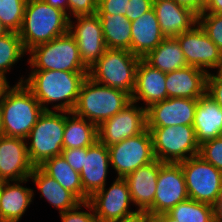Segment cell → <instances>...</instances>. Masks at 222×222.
I'll return each instance as SVG.
<instances>
[{"instance_id":"681fc988","label":"cell","mask_w":222,"mask_h":222,"mask_svg":"<svg viewBox=\"0 0 222 222\" xmlns=\"http://www.w3.org/2000/svg\"><path fill=\"white\" fill-rule=\"evenodd\" d=\"M9 32L10 31L6 28V26L0 21V37Z\"/></svg>"},{"instance_id":"b9f144b4","label":"cell","mask_w":222,"mask_h":222,"mask_svg":"<svg viewBox=\"0 0 222 222\" xmlns=\"http://www.w3.org/2000/svg\"><path fill=\"white\" fill-rule=\"evenodd\" d=\"M113 222H152V217L146 211H136Z\"/></svg>"},{"instance_id":"c3c4849f","label":"cell","mask_w":222,"mask_h":222,"mask_svg":"<svg viewBox=\"0 0 222 222\" xmlns=\"http://www.w3.org/2000/svg\"><path fill=\"white\" fill-rule=\"evenodd\" d=\"M10 85V81L6 80L4 77L0 76V101L5 89Z\"/></svg>"},{"instance_id":"ba28073f","label":"cell","mask_w":222,"mask_h":222,"mask_svg":"<svg viewBox=\"0 0 222 222\" xmlns=\"http://www.w3.org/2000/svg\"><path fill=\"white\" fill-rule=\"evenodd\" d=\"M153 140L155 158L161 162L179 163L199 155L193 125H173L167 127H147Z\"/></svg>"},{"instance_id":"d6a6232c","label":"cell","mask_w":222,"mask_h":222,"mask_svg":"<svg viewBox=\"0 0 222 222\" xmlns=\"http://www.w3.org/2000/svg\"><path fill=\"white\" fill-rule=\"evenodd\" d=\"M27 0H0V21L9 31L19 32Z\"/></svg>"},{"instance_id":"ac0fdd59","label":"cell","mask_w":222,"mask_h":222,"mask_svg":"<svg viewBox=\"0 0 222 222\" xmlns=\"http://www.w3.org/2000/svg\"><path fill=\"white\" fill-rule=\"evenodd\" d=\"M166 73L149 65L143 58L136 68L135 88L131 95L132 102L147 109L152 104L168 98L165 86ZM142 102V103H141Z\"/></svg>"},{"instance_id":"f6af8a7d","label":"cell","mask_w":222,"mask_h":222,"mask_svg":"<svg viewBox=\"0 0 222 222\" xmlns=\"http://www.w3.org/2000/svg\"><path fill=\"white\" fill-rule=\"evenodd\" d=\"M179 5L191 9L199 15V0H175Z\"/></svg>"},{"instance_id":"1f68e13d","label":"cell","mask_w":222,"mask_h":222,"mask_svg":"<svg viewBox=\"0 0 222 222\" xmlns=\"http://www.w3.org/2000/svg\"><path fill=\"white\" fill-rule=\"evenodd\" d=\"M176 222H215L214 206L188 198L168 213Z\"/></svg>"},{"instance_id":"836d02e7","label":"cell","mask_w":222,"mask_h":222,"mask_svg":"<svg viewBox=\"0 0 222 222\" xmlns=\"http://www.w3.org/2000/svg\"><path fill=\"white\" fill-rule=\"evenodd\" d=\"M198 24L222 51V15L215 13H201L198 15Z\"/></svg>"},{"instance_id":"6da1fadb","label":"cell","mask_w":222,"mask_h":222,"mask_svg":"<svg viewBox=\"0 0 222 222\" xmlns=\"http://www.w3.org/2000/svg\"><path fill=\"white\" fill-rule=\"evenodd\" d=\"M87 75L88 72L30 70L28 75H20L15 83H23L43 110L70 112L76 106L80 87Z\"/></svg>"},{"instance_id":"cb8c5ba5","label":"cell","mask_w":222,"mask_h":222,"mask_svg":"<svg viewBox=\"0 0 222 222\" xmlns=\"http://www.w3.org/2000/svg\"><path fill=\"white\" fill-rule=\"evenodd\" d=\"M165 38L153 7L138 19L131 21L130 52L134 55L145 57Z\"/></svg>"},{"instance_id":"e0dca14e","label":"cell","mask_w":222,"mask_h":222,"mask_svg":"<svg viewBox=\"0 0 222 222\" xmlns=\"http://www.w3.org/2000/svg\"><path fill=\"white\" fill-rule=\"evenodd\" d=\"M198 99L167 98L146 109L147 127L193 125Z\"/></svg>"},{"instance_id":"f5cc1de1","label":"cell","mask_w":222,"mask_h":222,"mask_svg":"<svg viewBox=\"0 0 222 222\" xmlns=\"http://www.w3.org/2000/svg\"><path fill=\"white\" fill-rule=\"evenodd\" d=\"M217 72L222 76V63L220 65L219 69L217 70Z\"/></svg>"},{"instance_id":"8992f818","label":"cell","mask_w":222,"mask_h":222,"mask_svg":"<svg viewBox=\"0 0 222 222\" xmlns=\"http://www.w3.org/2000/svg\"><path fill=\"white\" fill-rule=\"evenodd\" d=\"M29 70H60L88 72L83 64L77 42L69 31L50 42L40 44L27 52Z\"/></svg>"},{"instance_id":"5b68a950","label":"cell","mask_w":222,"mask_h":222,"mask_svg":"<svg viewBox=\"0 0 222 222\" xmlns=\"http://www.w3.org/2000/svg\"><path fill=\"white\" fill-rule=\"evenodd\" d=\"M65 129V111L44 110L26 137L27 153L34 167L61 155Z\"/></svg>"},{"instance_id":"60d3db41","label":"cell","mask_w":222,"mask_h":222,"mask_svg":"<svg viewBox=\"0 0 222 222\" xmlns=\"http://www.w3.org/2000/svg\"><path fill=\"white\" fill-rule=\"evenodd\" d=\"M153 7V0H129L126 17L129 21L138 19Z\"/></svg>"},{"instance_id":"30bf717a","label":"cell","mask_w":222,"mask_h":222,"mask_svg":"<svg viewBox=\"0 0 222 222\" xmlns=\"http://www.w3.org/2000/svg\"><path fill=\"white\" fill-rule=\"evenodd\" d=\"M110 167L116 178H124L139 167L156 160L151 132H144L108 147Z\"/></svg>"},{"instance_id":"3957f363","label":"cell","mask_w":222,"mask_h":222,"mask_svg":"<svg viewBox=\"0 0 222 222\" xmlns=\"http://www.w3.org/2000/svg\"><path fill=\"white\" fill-rule=\"evenodd\" d=\"M68 16L43 0H27L19 36L26 52L68 32Z\"/></svg>"},{"instance_id":"ee69618b","label":"cell","mask_w":222,"mask_h":222,"mask_svg":"<svg viewBox=\"0 0 222 222\" xmlns=\"http://www.w3.org/2000/svg\"><path fill=\"white\" fill-rule=\"evenodd\" d=\"M50 6L62 10L68 16V0H43Z\"/></svg>"},{"instance_id":"d6986e66","label":"cell","mask_w":222,"mask_h":222,"mask_svg":"<svg viewBox=\"0 0 222 222\" xmlns=\"http://www.w3.org/2000/svg\"><path fill=\"white\" fill-rule=\"evenodd\" d=\"M109 168V149L97 140L87 147V155H84V166L80 173L83 191L89 197L107 185Z\"/></svg>"},{"instance_id":"816d5d0a","label":"cell","mask_w":222,"mask_h":222,"mask_svg":"<svg viewBox=\"0 0 222 222\" xmlns=\"http://www.w3.org/2000/svg\"><path fill=\"white\" fill-rule=\"evenodd\" d=\"M3 135V132H2V121H1V106H0V136Z\"/></svg>"},{"instance_id":"d590c367","label":"cell","mask_w":222,"mask_h":222,"mask_svg":"<svg viewBox=\"0 0 222 222\" xmlns=\"http://www.w3.org/2000/svg\"><path fill=\"white\" fill-rule=\"evenodd\" d=\"M86 209L87 211H84ZM89 209V210H88ZM61 222H99L88 201L80 202L76 207L59 213Z\"/></svg>"},{"instance_id":"ab89813d","label":"cell","mask_w":222,"mask_h":222,"mask_svg":"<svg viewBox=\"0 0 222 222\" xmlns=\"http://www.w3.org/2000/svg\"><path fill=\"white\" fill-rule=\"evenodd\" d=\"M129 0H98L97 12L126 15Z\"/></svg>"},{"instance_id":"4fadbf2b","label":"cell","mask_w":222,"mask_h":222,"mask_svg":"<svg viewBox=\"0 0 222 222\" xmlns=\"http://www.w3.org/2000/svg\"><path fill=\"white\" fill-rule=\"evenodd\" d=\"M189 66L207 73L216 72L222 63V51L197 23L191 30L175 37Z\"/></svg>"},{"instance_id":"603a6c76","label":"cell","mask_w":222,"mask_h":222,"mask_svg":"<svg viewBox=\"0 0 222 222\" xmlns=\"http://www.w3.org/2000/svg\"><path fill=\"white\" fill-rule=\"evenodd\" d=\"M208 73L195 66L166 73L165 86L168 98L198 99L206 93Z\"/></svg>"},{"instance_id":"83f0119b","label":"cell","mask_w":222,"mask_h":222,"mask_svg":"<svg viewBox=\"0 0 222 222\" xmlns=\"http://www.w3.org/2000/svg\"><path fill=\"white\" fill-rule=\"evenodd\" d=\"M143 59L152 67L164 73H170L188 66L180 43L175 37H166Z\"/></svg>"},{"instance_id":"8d00e7d4","label":"cell","mask_w":222,"mask_h":222,"mask_svg":"<svg viewBox=\"0 0 222 222\" xmlns=\"http://www.w3.org/2000/svg\"><path fill=\"white\" fill-rule=\"evenodd\" d=\"M98 0H68V19L97 13Z\"/></svg>"},{"instance_id":"8fae6325","label":"cell","mask_w":222,"mask_h":222,"mask_svg":"<svg viewBox=\"0 0 222 222\" xmlns=\"http://www.w3.org/2000/svg\"><path fill=\"white\" fill-rule=\"evenodd\" d=\"M108 185L93 193L88 202L99 222H113L136 212L130 191L124 178H116Z\"/></svg>"},{"instance_id":"484cf974","label":"cell","mask_w":222,"mask_h":222,"mask_svg":"<svg viewBox=\"0 0 222 222\" xmlns=\"http://www.w3.org/2000/svg\"><path fill=\"white\" fill-rule=\"evenodd\" d=\"M29 179L39 191L40 198H45V201L57 209L58 213L73 209L81 202L72 192L64 189L40 167L33 168Z\"/></svg>"},{"instance_id":"4dcf8cb0","label":"cell","mask_w":222,"mask_h":222,"mask_svg":"<svg viewBox=\"0 0 222 222\" xmlns=\"http://www.w3.org/2000/svg\"><path fill=\"white\" fill-rule=\"evenodd\" d=\"M27 52L25 51L21 38L18 32L10 31L9 33L0 37V76L9 81L7 73L16 67L23 57L25 58Z\"/></svg>"},{"instance_id":"5bb4252c","label":"cell","mask_w":222,"mask_h":222,"mask_svg":"<svg viewBox=\"0 0 222 222\" xmlns=\"http://www.w3.org/2000/svg\"><path fill=\"white\" fill-rule=\"evenodd\" d=\"M188 198L185 177L180 163L164 162L157 178L154 203L147 213L151 217L166 214L179 202Z\"/></svg>"},{"instance_id":"44dd1931","label":"cell","mask_w":222,"mask_h":222,"mask_svg":"<svg viewBox=\"0 0 222 222\" xmlns=\"http://www.w3.org/2000/svg\"><path fill=\"white\" fill-rule=\"evenodd\" d=\"M30 179L3 182L0 190V222H19L30 205L33 204L36 190L25 184ZM25 185V186H24Z\"/></svg>"},{"instance_id":"f35d334b","label":"cell","mask_w":222,"mask_h":222,"mask_svg":"<svg viewBox=\"0 0 222 222\" xmlns=\"http://www.w3.org/2000/svg\"><path fill=\"white\" fill-rule=\"evenodd\" d=\"M206 93L222 108V76L217 71L208 73Z\"/></svg>"},{"instance_id":"9a60e30c","label":"cell","mask_w":222,"mask_h":222,"mask_svg":"<svg viewBox=\"0 0 222 222\" xmlns=\"http://www.w3.org/2000/svg\"><path fill=\"white\" fill-rule=\"evenodd\" d=\"M69 33L77 42L83 64L90 69L107 49L97 14L69 19Z\"/></svg>"},{"instance_id":"f907efd6","label":"cell","mask_w":222,"mask_h":222,"mask_svg":"<svg viewBox=\"0 0 222 222\" xmlns=\"http://www.w3.org/2000/svg\"><path fill=\"white\" fill-rule=\"evenodd\" d=\"M209 0H199V15L203 12L205 5Z\"/></svg>"},{"instance_id":"7a4b0ae2","label":"cell","mask_w":222,"mask_h":222,"mask_svg":"<svg viewBox=\"0 0 222 222\" xmlns=\"http://www.w3.org/2000/svg\"><path fill=\"white\" fill-rule=\"evenodd\" d=\"M3 135L26 139L44 111L32 92L23 84L9 85L1 98Z\"/></svg>"},{"instance_id":"f1b7e54d","label":"cell","mask_w":222,"mask_h":222,"mask_svg":"<svg viewBox=\"0 0 222 222\" xmlns=\"http://www.w3.org/2000/svg\"><path fill=\"white\" fill-rule=\"evenodd\" d=\"M39 167L81 202L88 201L89 196L83 191L80 174L69 166L62 155L46 160Z\"/></svg>"},{"instance_id":"52a82bcc","label":"cell","mask_w":222,"mask_h":222,"mask_svg":"<svg viewBox=\"0 0 222 222\" xmlns=\"http://www.w3.org/2000/svg\"><path fill=\"white\" fill-rule=\"evenodd\" d=\"M140 57L125 49L107 48L88 70V77L102 85L123 90L132 95L136 68Z\"/></svg>"},{"instance_id":"7402d4cb","label":"cell","mask_w":222,"mask_h":222,"mask_svg":"<svg viewBox=\"0 0 222 222\" xmlns=\"http://www.w3.org/2000/svg\"><path fill=\"white\" fill-rule=\"evenodd\" d=\"M153 8L165 37H176L198 23V15L175 0H153Z\"/></svg>"},{"instance_id":"ffe728a7","label":"cell","mask_w":222,"mask_h":222,"mask_svg":"<svg viewBox=\"0 0 222 222\" xmlns=\"http://www.w3.org/2000/svg\"><path fill=\"white\" fill-rule=\"evenodd\" d=\"M163 163L156 159L124 177L134 209L147 212L152 207L157 188V178Z\"/></svg>"},{"instance_id":"4316f807","label":"cell","mask_w":222,"mask_h":222,"mask_svg":"<svg viewBox=\"0 0 222 222\" xmlns=\"http://www.w3.org/2000/svg\"><path fill=\"white\" fill-rule=\"evenodd\" d=\"M98 140V126L73 111H65V129L63 149L83 148L93 145Z\"/></svg>"},{"instance_id":"d4e9b609","label":"cell","mask_w":222,"mask_h":222,"mask_svg":"<svg viewBox=\"0 0 222 222\" xmlns=\"http://www.w3.org/2000/svg\"><path fill=\"white\" fill-rule=\"evenodd\" d=\"M193 128L199 145L222 136V108L207 93L198 98Z\"/></svg>"},{"instance_id":"2e32d148","label":"cell","mask_w":222,"mask_h":222,"mask_svg":"<svg viewBox=\"0 0 222 222\" xmlns=\"http://www.w3.org/2000/svg\"><path fill=\"white\" fill-rule=\"evenodd\" d=\"M33 168L25 139L0 136V180L10 182L27 179Z\"/></svg>"},{"instance_id":"7dc6e473","label":"cell","mask_w":222,"mask_h":222,"mask_svg":"<svg viewBox=\"0 0 222 222\" xmlns=\"http://www.w3.org/2000/svg\"><path fill=\"white\" fill-rule=\"evenodd\" d=\"M152 222H176L171 217H169L167 214H158L152 216Z\"/></svg>"},{"instance_id":"277c9868","label":"cell","mask_w":222,"mask_h":222,"mask_svg":"<svg viewBox=\"0 0 222 222\" xmlns=\"http://www.w3.org/2000/svg\"><path fill=\"white\" fill-rule=\"evenodd\" d=\"M131 102L129 93L102 85L87 76L80 87L73 112L99 126Z\"/></svg>"},{"instance_id":"db71d44e","label":"cell","mask_w":222,"mask_h":222,"mask_svg":"<svg viewBox=\"0 0 222 222\" xmlns=\"http://www.w3.org/2000/svg\"><path fill=\"white\" fill-rule=\"evenodd\" d=\"M3 182H4V181L0 180V190H1V187H2V185H3Z\"/></svg>"},{"instance_id":"74e56055","label":"cell","mask_w":222,"mask_h":222,"mask_svg":"<svg viewBox=\"0 0 222 222\" xmlns=\"http://www.w3.org/2000/svg\"><path fill=\"white\" fill-rule=\"evenodd\" d=\"M61 155L69 166L80 174L84 166V155H87V147L63 149Z\"/></svg>"},{"instance_id":"e575fe53","label":"cell","mask_w":222,"mask_h":222,"mask_svg":"<svg viewBox=\"0 0 222 222\" xmlns=\"http://www.w3.org/2000/svg\"><path fill=\"white\" fill-rule=\"evenodd\" d=\"M199 156L222 172V136L203 142Z\"/></svg>"},{"instance_id":"7bdbcfd3","label":"cell","mask_w":222,"mask_h":222,"mask_svg":"<svg viewBox=\"0 0 222 222\" xmlns=\"http://www.w3.org/2000/svg\"><path fill=\"white\" fill-rule=\"evenodd\" d=\"M202 13H222V0H209Z\"/></svg>"},{"instance_id":"9c48e42d","label":"cell","mask_w":222,"mask_h":222,"mask_svg":"<svg viewBox=\"0 0 222 222\" xmlns=\"http://www.w3.org/2000/svg\"><path fill=\"white\" fill-rule=\"evenodd\" d=\"M179 163L184 173L188 197L214 206L222 193V172L199 155Z\"/></svg>"},{"instance_id":"bcb514c9","label":"cell","mask_w":222,"mask_h":222,"mask_svg":"<svg viewBox=\"0 0 222 222\" xmlns=\"http://www.w3.org/2000/svg\"><path fill=\"white\" fill-rule=\"evenodd\" d=\"M215 222H222V193L214 205Z\"/></svg>"},{"instance_id":"f546056e","label":"cell","mask_w":222,"mask_h":222,"mask_svg":"<svg viewBox=\"0 0 222 222\" xmlns=\"http://www.w3.org/2000/svg\"><path fill=\"white\" fill-rule=\"evenodd\" d=\"M96 14L101 20L106 47L130 51L131 21L121 14L111 15L107 12H97Z\"/></svg>"},{"instance_id":"7c38bea8","label":"cell","mask_w":222,"mask_h":222,"mask_svg":"<svg viewBox=\"0 0 222 222\" xmlns=\"http://www.w3.org/2000/svg\"><path fill=\"white\" fill-rule=\"evenodd\" d=\"M147 129V111L131 102L98 126V140L107 147L136 136Z\"/></svg>"}]
</instances>
